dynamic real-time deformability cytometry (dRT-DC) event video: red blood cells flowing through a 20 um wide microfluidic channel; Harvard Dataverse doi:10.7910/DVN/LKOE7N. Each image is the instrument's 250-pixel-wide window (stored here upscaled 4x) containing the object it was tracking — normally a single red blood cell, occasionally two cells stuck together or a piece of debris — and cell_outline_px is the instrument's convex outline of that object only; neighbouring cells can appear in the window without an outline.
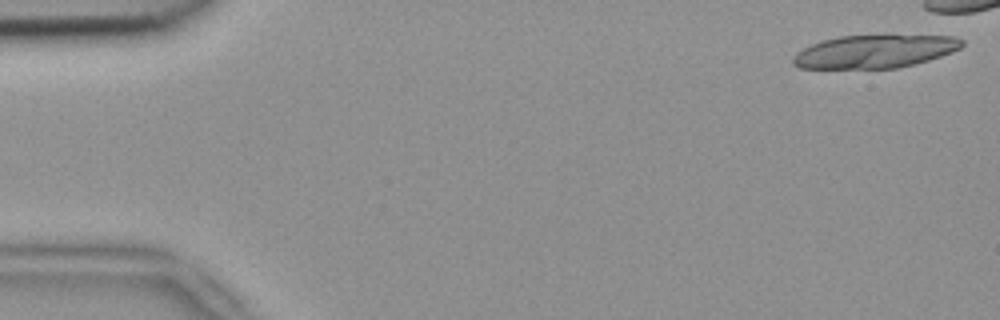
{"species": "common noctule bat (a hibernating species)", "species_latin": "Nyctalus noctula", "temperature_condition": "room temperature", "stored_images_in_passage": 4, "camera_frame_rate_fps": 3000, "um_per_image_px": 0.085, "animal": {"sex": "female", "body_mass_g": 18.4}, "frame": {"image": 1, "passage_image": 4, "time_ms": 1.0, "image_size_px": [1000, 320], "cell_outline_px": [[964, 44], [960, 48], [952, 52], [916, 64], [896, 68], [800, 68], [792, 64], [792, 56], [796, 52], [812, 44], [824, 40], [840, 36], [956, 36], [964, 40]], "centroid_in_image_um": [74.34, 4.38], "position_along_channel_um": 10.7, "area_um2": 32.31}}